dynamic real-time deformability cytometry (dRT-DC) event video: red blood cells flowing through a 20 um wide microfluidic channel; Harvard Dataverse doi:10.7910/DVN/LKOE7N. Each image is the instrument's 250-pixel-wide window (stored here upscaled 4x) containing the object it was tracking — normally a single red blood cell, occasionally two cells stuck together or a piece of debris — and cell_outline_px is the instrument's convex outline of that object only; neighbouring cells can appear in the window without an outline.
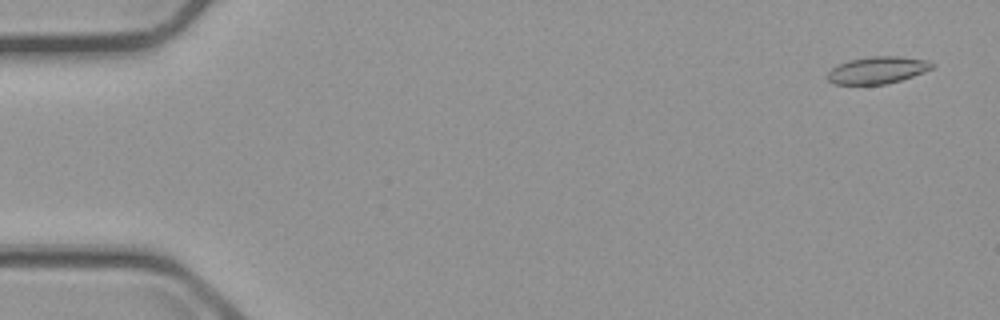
{"species": "common noctule bat (a hibernating species)", "species_latin": "Nyctalus noctula", "temperature_condition": "cold", "stored_images_in_passage": 5, "camera_frame_rate_fps": 3000, "um_per_image_px": 0.085, "animal": {"sex": "male", "body_mass_g": 23.1, "forearm_length_mm": 52.7}, "frame": {"image": 1, "passage_image": 1, "time_ms": 0.0, "image_size_px": [1000, 320], "cell_outline_px": [[936, 64], [932, 68], [924, 72], [900, 80], [884, 84], [832, 84], [828, 80], [828, 72], [832, 68], [848, 60], [872, 56], [900, 56], [928, 60]], "centroid_in_image_um": [74.6, 5.95], "position_along_channel_um": 10.4, "area_um2": 16.42}}
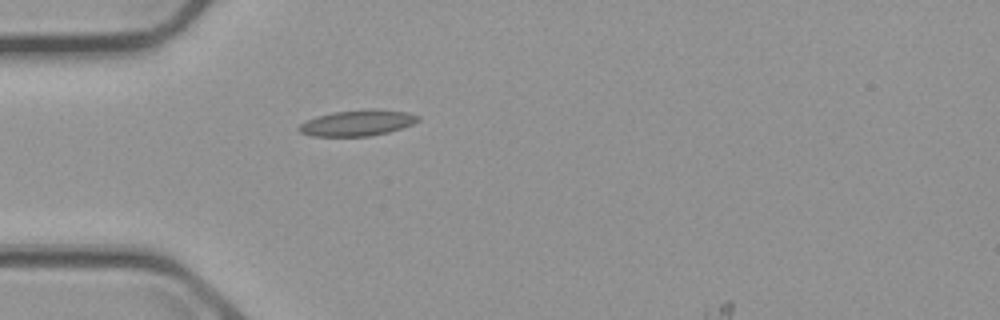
{"frame": {"image": 2, "passage_image": 5, "time_ms": 4.667, "image_size_px": [1000, 320], "cell_outline_px": [[420, 120], [412, 124], [388, 132], [368, 136], [312, 136], [300, 132], [296, 128], [300, 124], [316, 116], [332, 112], [408, 112], [420, 116]], "centroid_in_image_um": [30.31, 10.5], "position_along_channel_um": 54.7, "area_um2": 16.94}}